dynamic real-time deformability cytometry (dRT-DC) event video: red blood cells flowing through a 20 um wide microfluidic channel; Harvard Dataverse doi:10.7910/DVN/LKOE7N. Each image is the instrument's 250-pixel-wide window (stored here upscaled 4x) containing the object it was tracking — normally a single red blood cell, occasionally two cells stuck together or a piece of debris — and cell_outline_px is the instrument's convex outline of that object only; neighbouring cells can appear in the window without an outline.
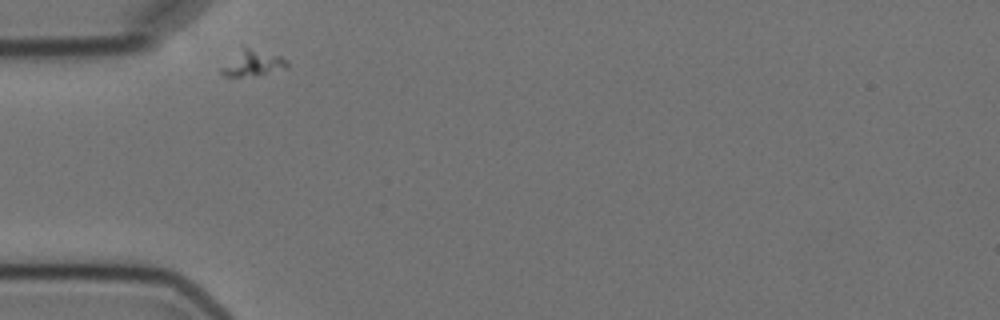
{"species": "Egyptian fruit bat (a non-hibernating species)", "species_latin": "Rousettus aegyptiacus", "temperature_condition": "cold", "stored_images_in_passage": 4, "camera_frame_rate_fps": 3000, "um_per_image_px": 0.085, "animal": {"sex": "female"}, "frame": {"image": 1, "passage_image": 1, "time_ms": 0.0, "image_size_px": [1000, 320], "cell_outline_px": [[288, 68], [240, 76], [224, 76], [220, 72], [220, 68], [240, 44], [244, 44], [280, 56], [288, 60]], "centroid_in_image_um": [21.41, 5.27], "position_along_channel_um": 63.6, "area_um2": 10.17}}
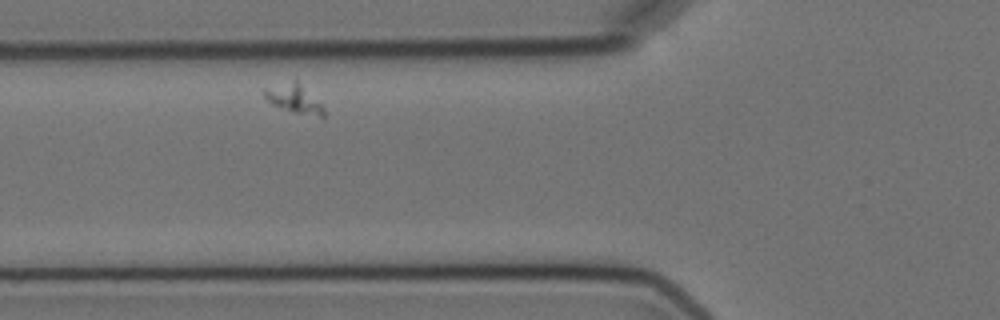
{"frame": {"image": 2, "passage_image": 2, "time_ms": 1.333, "image_size_px": [1000, 320], "cell_outline_px": [[324, 116], [320, 116], [296, 112], [272, 104], [260, 92], [264, 88], [296, 76], [324, 108]], "centroid_in_image_um": [24.94, 8.27], "position_along_channel_um": 100.9, "area_um2": 10.17}}